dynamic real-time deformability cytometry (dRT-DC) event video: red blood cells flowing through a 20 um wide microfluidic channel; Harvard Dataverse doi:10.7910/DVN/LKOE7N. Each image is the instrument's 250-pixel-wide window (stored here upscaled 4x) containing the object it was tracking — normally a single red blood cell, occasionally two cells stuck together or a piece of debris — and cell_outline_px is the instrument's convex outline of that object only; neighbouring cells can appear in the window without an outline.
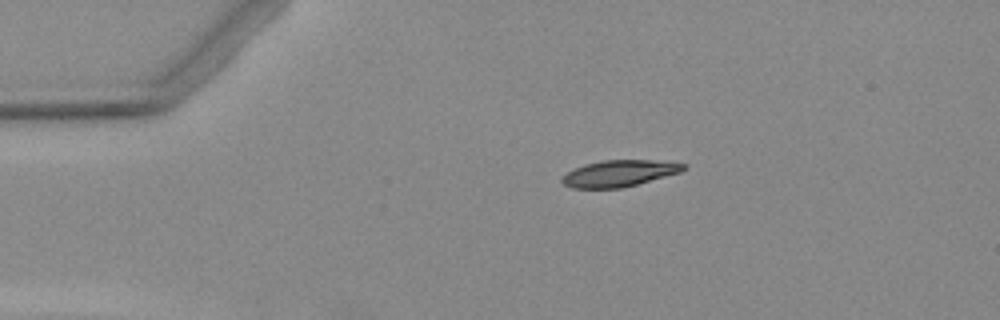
{"species": "Egyptian fruit bat (a non-hibernating species)", "species_latin": "Rousettus aegyptiacus", "temperature_condition": "warm", "stored_images_in_passage": 3, "camera_frame_rate_fps": 3000, "um_per_image_px": 0.085, "animal": {"sex": "female"}, "frame": {"image": 1, "passage_image": 1, "time_ms": 0.0, "image_size_px": [1000, 320], "cell_outline_px": [[684, 168], [680, 172], [636, 184], [620, 188], [572, 188], [564, 184], [560, 180], [568, 172], [584, 164], [600, 160], [652, 160], [684, 164]], "centroid_in_image_um": [52.58, 14.73], "position_along_channel_um": 32.4, "area_um2": 18.32}}
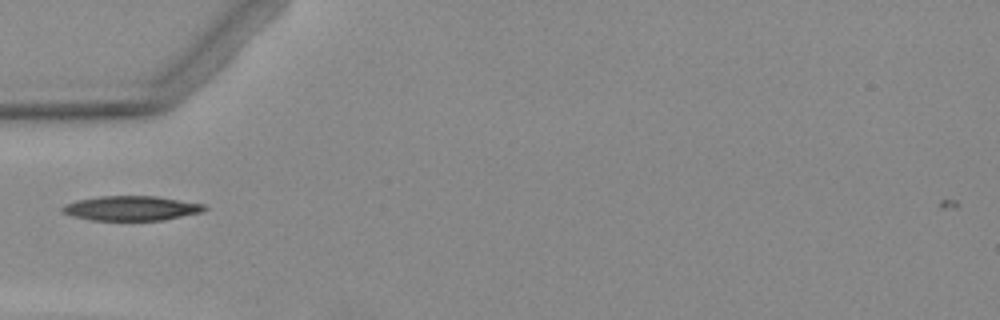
{"frame": {"image": 2, "passage_image": 2, "time_ms": 2.333, "image_size_px": [1000, 320], "cell_outline_px": [[208, 208], [204, 212], [164, 220], [92, 220], [72, 216], [64, 212], [60, 208], [64, 204], [76, 200], [100, 196], [156, 196], [208, 204]], "centroid_in_image_um": [11.23, 17.69], "position_along_channel_um": 73.8, "area_um2": 20.63}}